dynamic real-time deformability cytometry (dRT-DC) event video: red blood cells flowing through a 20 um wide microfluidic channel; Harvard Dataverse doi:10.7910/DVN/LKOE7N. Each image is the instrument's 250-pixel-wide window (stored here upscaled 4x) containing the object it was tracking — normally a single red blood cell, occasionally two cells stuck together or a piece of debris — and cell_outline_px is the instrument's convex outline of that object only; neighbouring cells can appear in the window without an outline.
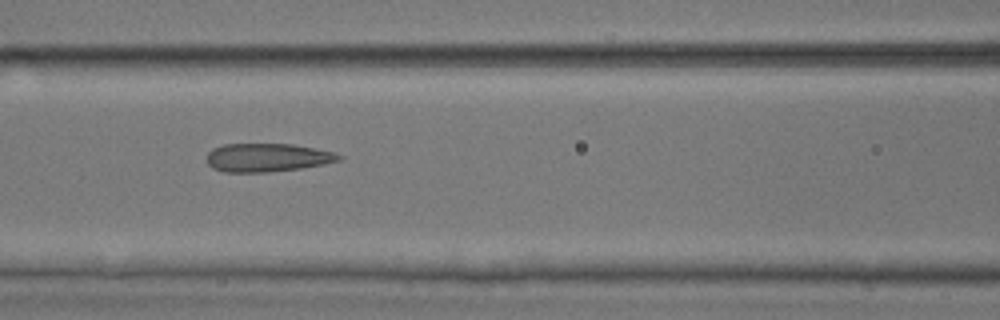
{"species": "common noctule bat (a hibernating species)", "species_latin": "Nyctalus noctula", "temperature_condition": "room temperature", "stored_images_in_passage": 6, "camera_frame_rate_fps": 3000, "um_per_image_px": 0.085, "animal": {"sex": "male", "body_mass_g": 17.9, "forearm_length_mm": 54.2}, "frame": {"image": 1, "passage_image": 4, "time_ms": 1.0, "image_size_px": [1000, 320], "cell_outline_px": [[344, 156], [340, 160], [324, 164], [300, 168], [268, 172], [224, 172], [212, 168], [208, 164], [208, 152], [212, 148], [224, 144], [292, 144], [336, 152]], "centroid_in_image_um": [22.73, 13.39], "position_along_channel_um": 143.9, "area_um2": 21.91}}
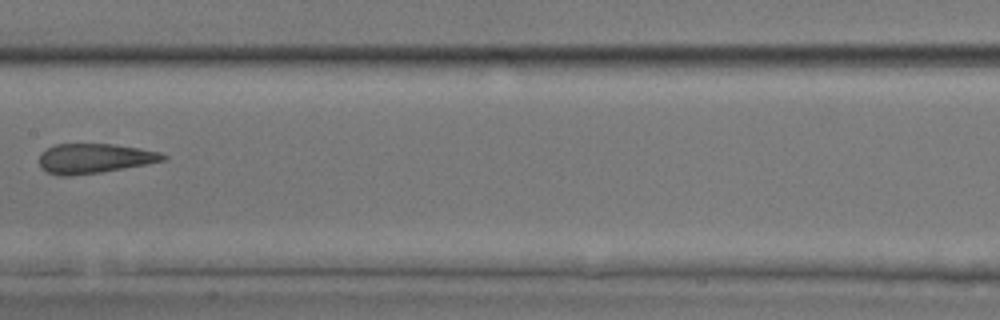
{"frame": {"image": 2, "passage_image": 5, "time_ms": 1.333, "image_size_px": [1000, 320], "cell_outline_px": [[168, 160], [148, 164], [100, 172], [68, 176], [60, 176], [48, 172], [40, 168], [40, 152], [56, 144], [116, 144], [140, 148], [160, 152], [168, 156]], "centroid_in_image_um": [8.06, 13.46], "position_along_channel_um": 199.3, "area_um2": 21.56}}